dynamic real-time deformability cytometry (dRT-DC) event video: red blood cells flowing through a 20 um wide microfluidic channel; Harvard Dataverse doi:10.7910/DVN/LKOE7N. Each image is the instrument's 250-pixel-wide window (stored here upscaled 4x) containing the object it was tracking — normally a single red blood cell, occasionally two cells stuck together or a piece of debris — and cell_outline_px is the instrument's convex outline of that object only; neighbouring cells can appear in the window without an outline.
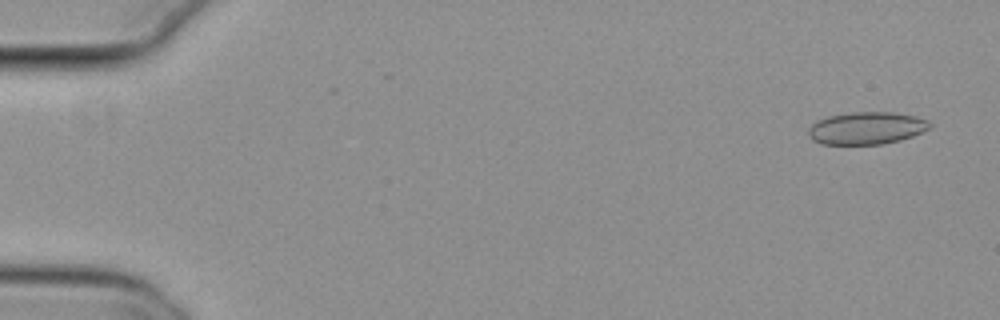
{"species": "common noctule bat (a hibernating species)", "species_latin": "Nyctalus noctula", "temperature_condition": "cold", "stored_images_in_passage": 54, "camera_frame_rate_fps": 3000, "um_per_image_px": 0.085, "animal": {"sex": "female", "body_mass_g": 29.2, "forearm_length_mm": 56.3}, "frame": {"image": 1, "passage_image": 2, "time_ms": 0.333, "image_size_px": [1000, 320], "cell_outline_px": [[932, 128], [912, 136], [900, 140], [884, 144], [820, 144], [812, 140], [808, 136], [808, 128], [816, 120], [828, 116], [852, 112], [892, 112], [916, 116], [928, 120], [932, 124]], "centroid_in_image_um": [73.66, 10.89], "position_along_channel_um": 11.3, "area_um2": 23.18}}
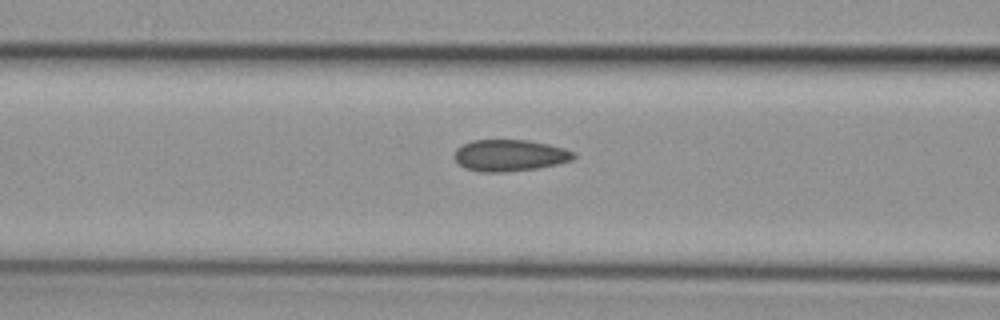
{"frame": {"image": 2, "passage_image": 22, "time_ms": 7.0, "image_size_px": [1000, 320], "cell_outline_px": [[576, 156], [572, 160], [556, 164], [536, 168], [504, 172], [480, 172], [464, 168], [452, 156], [452, 152], [456, 148], [472, 140], [528, 140], [548, 144], [564, 148], [576, 152]], "centroid_in_image_um": [43.3, 13.2], "position_along_channel_um": 123.3, "area_um2": 22.08}}
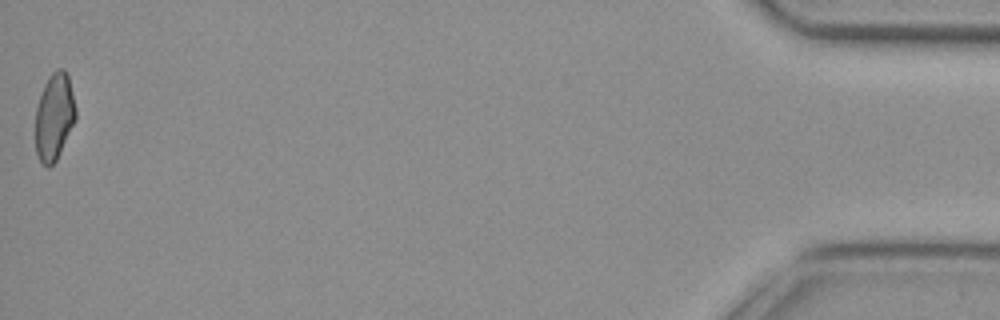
{"frame": {"image": 3, "passage_image": 54, "time_ms": 17.667, "image_size_px": [1000, 320], "cell_outline_px": [[76, 120], [56, 160], [48, 168], [40, 160], [36, 152], [36, 108], [44, 84], [48, 76], [56, 68], [64, 68], [68, 76], [76, 108]], "centroid_in_image_um": [4.62, 9.89], "position_along_channel_um": 430.6, "area_um2": 20.35}, "authors_computed_cell_mechanics": {"area_um2": 21.9351, "velocity_mm_per_s": 3.7977, "shape_relaxation_time_tau1_ms": null, "shape_relaxation_time_tau2_ms": 2.0596, "deformation_change_tau1": null, "deformation_change_tau2": 0.0799}}